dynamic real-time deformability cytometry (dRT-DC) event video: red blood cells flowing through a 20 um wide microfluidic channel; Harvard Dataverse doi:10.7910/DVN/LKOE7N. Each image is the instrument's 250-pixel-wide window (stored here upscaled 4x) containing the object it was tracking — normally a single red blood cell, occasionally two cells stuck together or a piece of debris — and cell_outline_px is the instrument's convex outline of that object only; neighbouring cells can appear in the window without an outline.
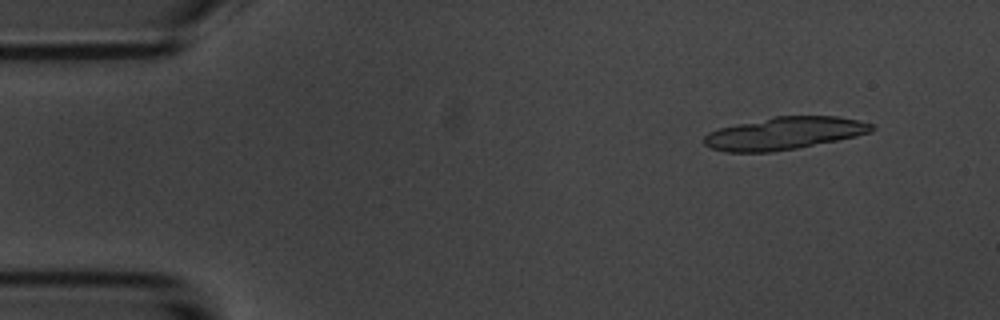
{"species": "common noctule bat (a hibernating species)", "species_latin": "Nyctalus noctula", "temperature_condition": "room temperature", "stored_images_in_passage": 6, "camera_frame_rate_fps": 3000, "um_per_image_px": 0.085, "animal": {"sex": "male", "body_mass_g": 20.1, "forearm_length_mm": 53.5}, "frame": {"image": 1, "passage_image": 2, "time_ms": 1.333, "image_size_px": [1000, 320], "cell_outline_px": [[876, 128], [872, 132], [856, 136], [796, 148], [772, 152], [724, 152], [712, 148], [704, 144], [704, 136], [708, 132], [720, 128], [776, 116], [836, 116], [856, 120], [872, 124]], "centroid_in_image_um": [66.66, 11.34], "position_along_channel_um": 18.3, "area_um2": 31.39}}